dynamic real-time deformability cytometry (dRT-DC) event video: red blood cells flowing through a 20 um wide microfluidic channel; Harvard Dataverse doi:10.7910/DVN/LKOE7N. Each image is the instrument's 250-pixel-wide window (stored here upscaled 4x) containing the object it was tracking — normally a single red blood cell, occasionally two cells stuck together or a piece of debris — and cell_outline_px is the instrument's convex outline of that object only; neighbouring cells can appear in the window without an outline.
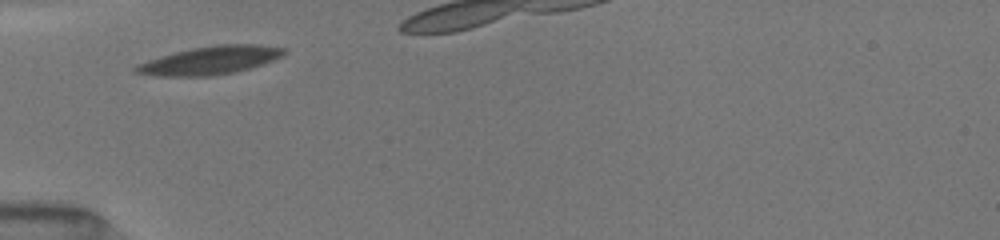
{"species": "common noctule bat (a hibernating species)", "species_latin": "Nyctalus noctula", "temperature_condition": "room temperature", "stored_images_in_passage": 13, "camera_frame_rate_fps": 3000, "um_per_image_px": 0.085, "animal": {"sex": "female", "body_mass_g": 19.5, "forearm_length_mm": 54.1}, "frame": {"image": 1, "passage_image": 1, "time_ms": 0.0, "image_size_px": [1000, 240], "cell_outline_px": [[284, 56], [236, 72], [212, 76], [160, 76], [136, 72], [132, 68], [136, 64], [160, 56], [192, 48], [220, 44], [256, 44], [284, 48]], "centroid_in_image_um": [17.84, 5.13], "position_along_channel_um": 67.2, "area_um2": 24.04}}
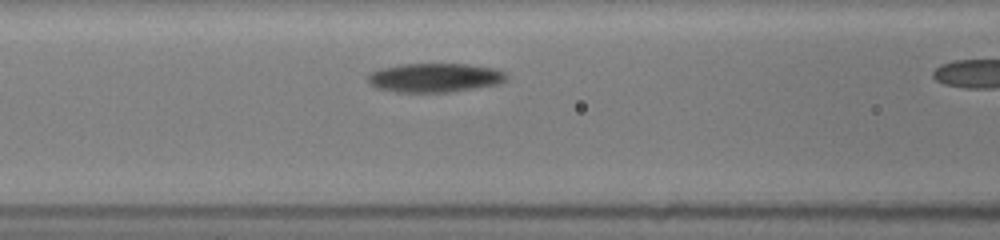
{"frame": {"image": 2, "passage_image": 6, "time_ms": 1.667, "image_size_px": [1000, 240], "cell_outline_px": [[508, 76], [500, 84], [452, 92], [396, 92], [376, 88], [368, 80], [368, 76], [372, 72], [384, 68], [404, 64], [464, 64], [492, 68], [504, 72]], "centroid_in_image_um": [36.98, 6.62], "position_along_channel_um": 129.6, "area_um2": 23.18}}
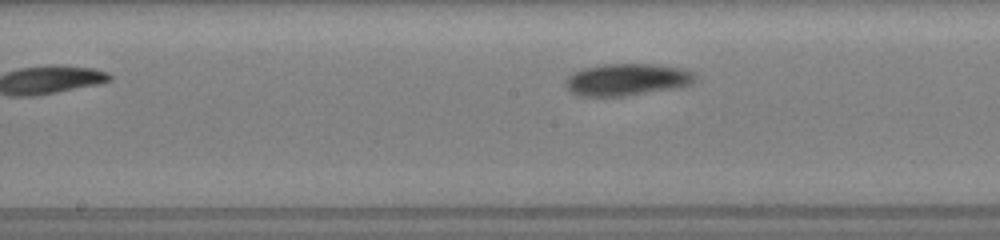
{"frame": {"image": 3, "passage_image": 11, "time_ms": 3.333, "image_size_px": [1000, 240], "cell_outline_px": [[696, 76], [692, 84], [672, 88], [624, 96], [576, 96], [564, 84], [564, 80], [568, 76], [584, 68], [604, 64], [652, 64], [680, 68], [692, 72]], "centroid_in_image_um": [53.25, 6.77], "position_along_channel_um": 195.0, "area_um2": 23.87}}